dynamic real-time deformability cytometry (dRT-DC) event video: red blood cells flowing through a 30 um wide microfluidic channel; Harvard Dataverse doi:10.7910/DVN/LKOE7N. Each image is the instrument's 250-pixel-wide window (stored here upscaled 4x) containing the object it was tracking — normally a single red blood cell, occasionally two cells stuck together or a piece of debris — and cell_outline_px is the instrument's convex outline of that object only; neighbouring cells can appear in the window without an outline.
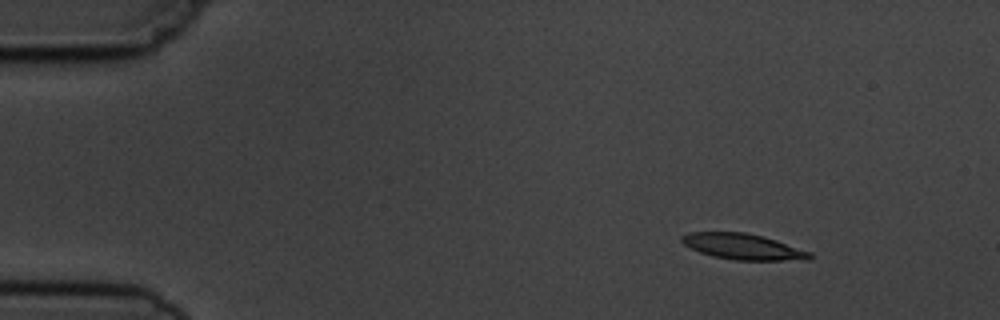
{"species": "common noctule bat (a hibernating species)", "species_latin": "Nyctalus noctula", "temperature_condition": "cold", "stored_images_in_passage": 7, "camera_frame_rate_fps": 3000, "um_per_image_px": 0.085, "animal": {"sex": "male", "body_mass_g": 19.5, "forearm_length_mm": 54.6}, "frame": {"image": 1, "passage_image": 1, "time_ms": 0.0, "image_size_px": [1000, 320], "cell_outline_px": [[812, 256], [808, 260], [736, 260], [712, 256], [700, 252], [684, 244], [680, 240], [680, 236], [688, 232], [748, 232], [764, 236], [812, 252]], "centroid_in_image_um": [63.16, 20.95], "position_along_channel_um": 21.8, "area_um2": 19.36}}
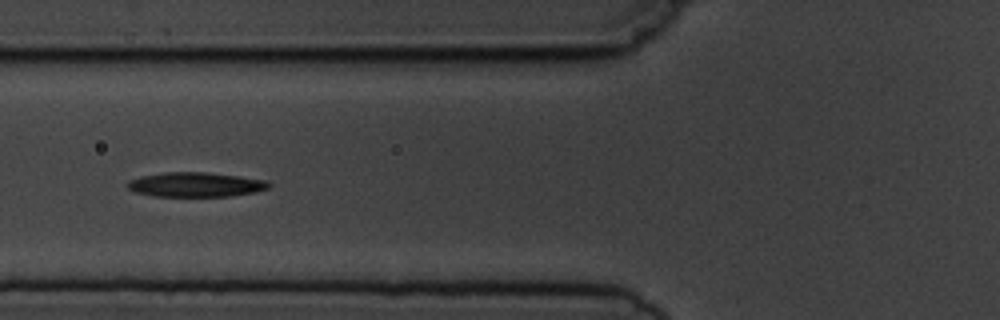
{"frame": {"image": 2, "passage_image": 5, "time_ms": 4.667, "image_size_px": [1000, 320], "cell_outline_px": [[272, 184], [268, 188], [256, 192], [228, 196], [152, 196], [136, 192], [128, 188], [128, 180], [140, 176], [164, 172], [204, 172], [240, 176], [268, 180]], "centroid_in_image_um": [16.65, 15.68], "position_along_channel_um": 109.2, "area_um2": 20.29}}
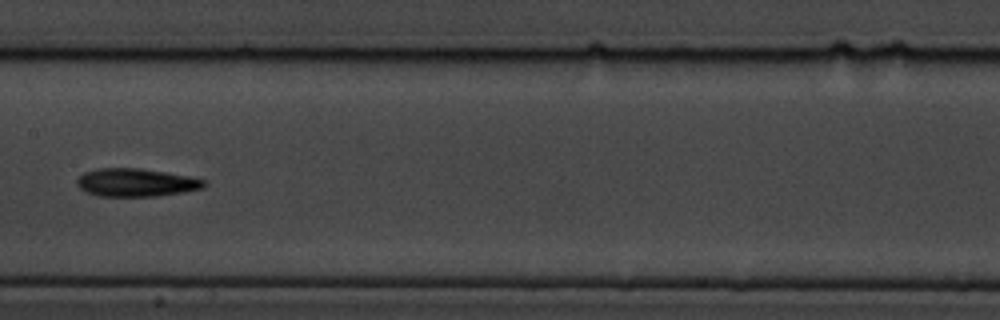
{"frame": {"image": 3, "passage_image": 7, "time_ms": 7.0, "image_size_px": [1000, 320], "cell_outline_px": [[208, 184], [204, 188], [184, 192], [156, 196], [96, 196], [84, 192], [76, 184], [76, 180], [84, 172], [100, 168], [140, 168], [188, 176], [208, 180]], "centroid_in_image_um": [11.58, 15.52], "position_along_channel_um": 195.8, "area_um2": 20.98}}